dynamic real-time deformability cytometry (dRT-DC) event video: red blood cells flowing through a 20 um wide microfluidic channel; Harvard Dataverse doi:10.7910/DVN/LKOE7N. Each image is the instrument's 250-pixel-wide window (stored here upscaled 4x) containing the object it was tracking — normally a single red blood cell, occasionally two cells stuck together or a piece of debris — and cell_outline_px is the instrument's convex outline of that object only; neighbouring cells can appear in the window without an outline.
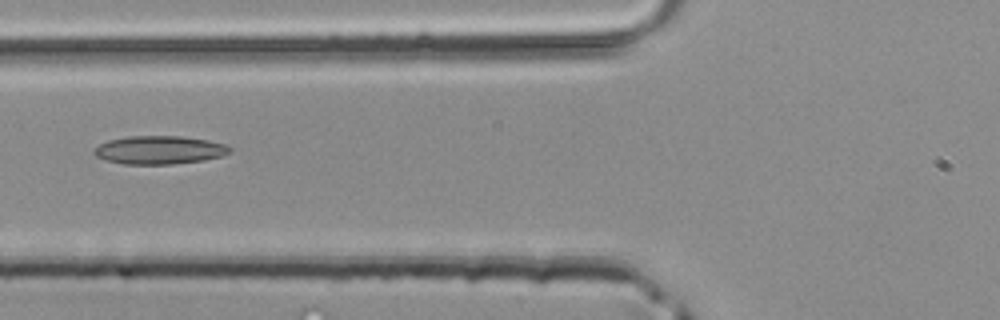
{"species": "common noctule bat (a hibernating species)", "species_latin": "Nyctalus noctula", "temperature_condition": "room temperature", "stored_images_in_passage": 5, "camera_frame_rate_fps": 3000, "um_per_image_px": 0.085, "animal": {"sex": "male", "body_mass_g": 20.4}, "frame": {"image": 1, "passage_image": 5, "time_ms": 1.333, "image_size_px": [1000, 320], "cell_outline_px": [[232, 152], [220, 156], [204, 160], [172, 164], [124, 164], [104, 160], [96, 156], [92, 152], [92, 148], [108, 140], [128, 136], [180, 136], [208, 140], [224, 144], [232, 148]], "centroid_in_image_um": [13.51, 12.75], "position_along_channel_um": 112.3, "area_um2": 22.48}}